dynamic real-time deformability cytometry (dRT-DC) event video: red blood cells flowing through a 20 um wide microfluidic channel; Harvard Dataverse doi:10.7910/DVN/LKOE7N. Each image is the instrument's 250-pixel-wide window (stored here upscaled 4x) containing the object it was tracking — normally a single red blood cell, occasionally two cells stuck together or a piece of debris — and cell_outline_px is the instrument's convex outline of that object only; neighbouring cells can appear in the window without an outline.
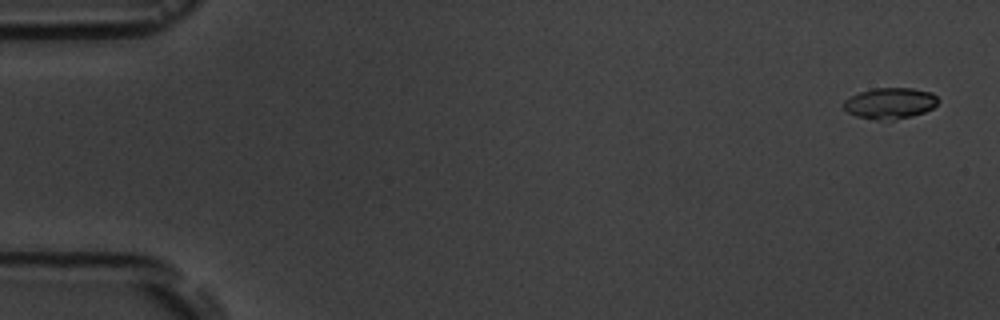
{"species": "common noctule bat (a hibernating species)", "species_latin": "Nyctalus noctula", "temperature_condition": "room temperature", "stored_images_in_passage": 11, "camera_frame_rate_fps": 3000, "um_per_image_px": 0.085, "animal": {"sex": "male", "body_mass_g": 19.5, "forearm_length_mm": 54.6}, "frame": {"image": 1, "passage_image": 1, "time_ms": 0.0, "image_size_px": [1000, 320], "cell_outline_px": [[940, 100], [932, 108], [924, 112], [912, 116], [896, 120], [876, 120], [856, 116], [848, 112], [844, 108], [844, 100], [860, 92], [876, 88], [912, 88], [932, 92]], "centroid_in_image_um": [75.67, 8.78], "position_along_channel_um": 9.3, "area_um2": 17.11}}
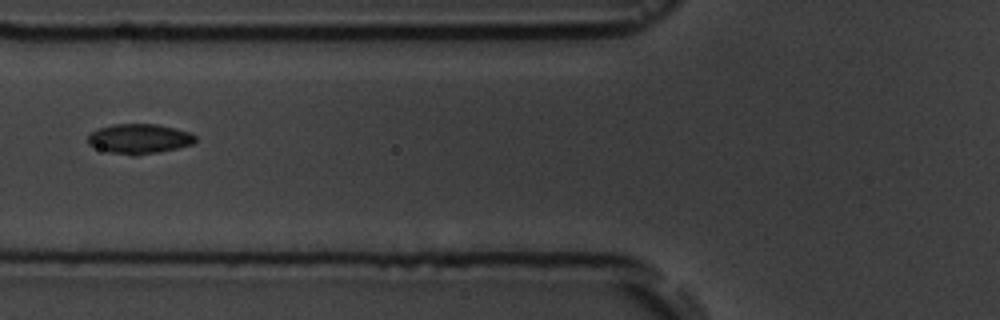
{"frame": {"image": 2, "passage_image": 6, "time_ms": 6.667, "image_size_px": [1000, 320], "cell_outline_px": [[196, 140], [192, 144], [176, 148], [136, 156], [132, 156], [108, 152], [88, 144], [88, 136], [96, 128], [112, 124], [156, 124], [176, 128], [192, 132], [196, 136]], "centroid_in_image_um": [11.83, 11.79], "position_along_channel_um": 114.0, "area_um2": 18.79}}
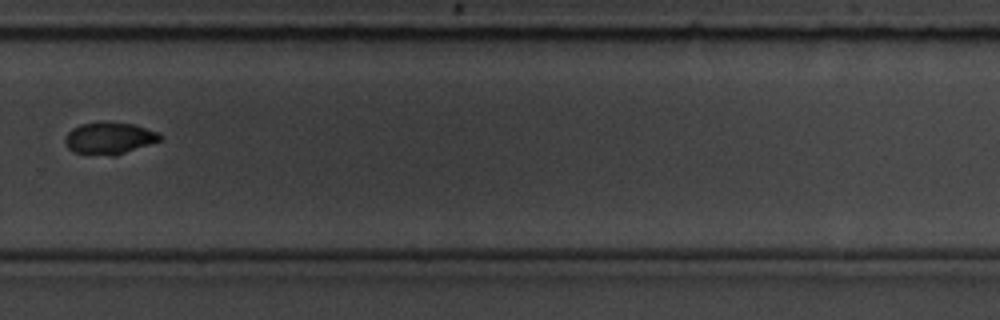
{"frame": {"image": 3, "passage_image": 11, "time_ms": 12.333, "image_size_px": [1000, 320], "cell_outline_px": [[160, 140], [116, 156], [112, 156], [72, 152], [68, 148], [64, 140], [68, 132], [72, 128], [80, 124], [132, 124], [156, 132], [160, 136]], "centroid_in_image_um": [9.24, 11.79], "position_along_channel_um": 320.6, "area_um2": 16.94}}